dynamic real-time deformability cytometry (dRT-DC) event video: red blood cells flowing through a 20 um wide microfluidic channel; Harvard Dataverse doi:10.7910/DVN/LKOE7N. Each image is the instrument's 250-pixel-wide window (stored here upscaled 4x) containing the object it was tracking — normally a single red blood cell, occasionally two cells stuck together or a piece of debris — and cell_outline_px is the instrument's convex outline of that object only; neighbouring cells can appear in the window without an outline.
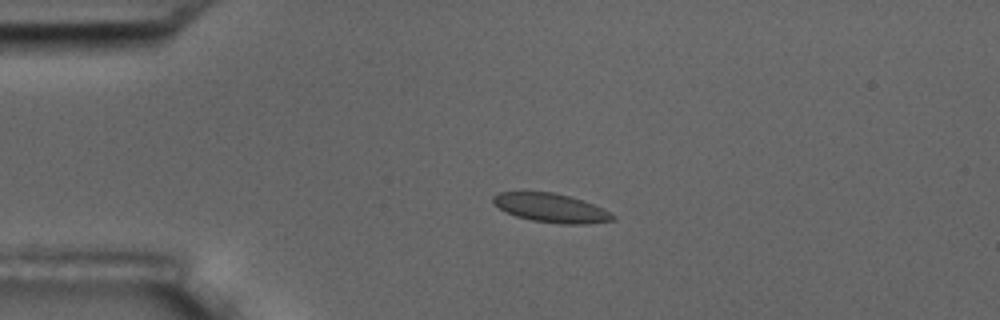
{"species": "common noctule bat (a hibernating species)", "species_latin": "Nyctalus noctula", "temperature_condition": "room temperature", "stored_images_in_passage": 8, "camera_frame_rate_fps": 3000, "um_per_image_px": 0.085, "animal": {"sex": "male", "body_mass_g": 17.5, "forearm_length_mm": 52.3}, "frame": {"image": 1, "passage_image": 3, "time_ms": 2.333, "image_size_px": [1000, 320], "cell_outline_px": [[616, 220], [584, 224], [560, 224], [532, 220], [516, 216], [500, 208], [492, 200], [492, 196], [500, 192], [552, 192], [568, 196], [604, 208], [616, 216]], "centroid_in_image_um": [46.87, 17.68], "position_along_channel_um": 38.1, "area_um2": 19.88}}
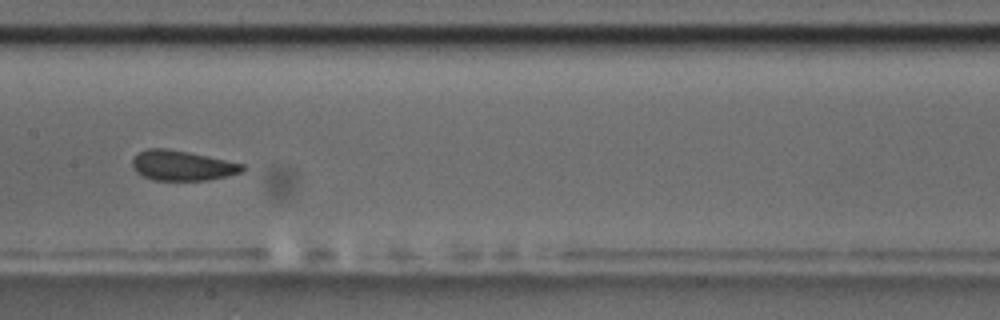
{"frame": {"image": 2, "passage_image": 7, "time_ms": 7.667, "image_size_px": [1000, 320], "cell_outline_px": [[244, 168], [240, 172], [208, 180], [152, 180], [136, 172], [132, 168], [132, 160], [140, 152], [148, 148], [164, 148], [188, 152], [244, 164]], "centroid_in_image_um": [15.44, 14.07], "position_along_channel_um": 192.0, "area_um2": 18.96}}
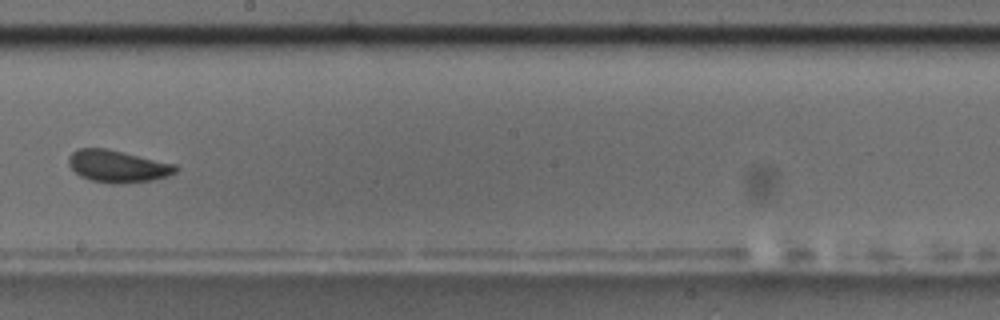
{"frame": {"image": 3, "passage_image": 8, "time_ms": 9.0, "image_size_px": [1000, 320], "cell_outline_px": [[180, 168], [176, 172], [168, 176], [152, 180], [116, 184], [112, 184], [92, 180], [80, 176], [68, 164], [68, 156], [72, 152], [80, 148], [108, 148], [176, 164]], "centroid_in_image_um": [10.02, 14.12], "position_along_channel_um": 238.2, "area_um2": 20.17}}